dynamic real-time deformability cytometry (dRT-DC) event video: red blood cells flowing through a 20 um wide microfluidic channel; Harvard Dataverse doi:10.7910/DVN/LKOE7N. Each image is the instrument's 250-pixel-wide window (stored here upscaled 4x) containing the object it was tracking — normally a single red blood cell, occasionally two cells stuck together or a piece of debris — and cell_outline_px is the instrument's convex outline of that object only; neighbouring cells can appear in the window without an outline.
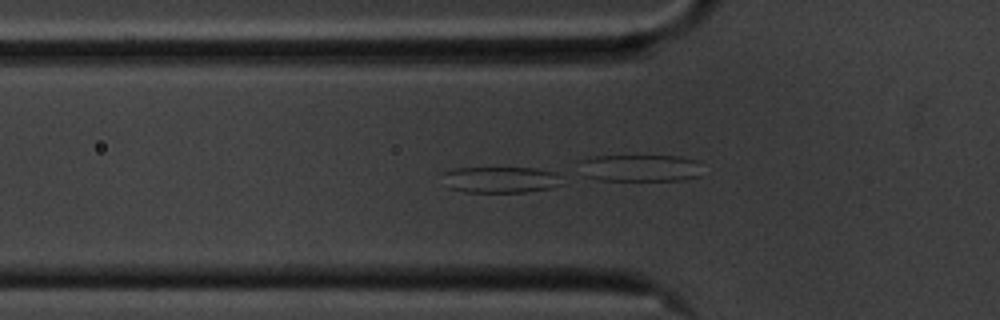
{"species": "common noctule bat (a hibernating species)", "species_latin": "Nyctalus noctula", "temperature_condition": "cold", "stored_images_in_passage": 57, "camera_frame_rate_fps": 3000, "um_per_image_px": 0.085, "animal": {"sex": "male", "body_mass_g": 20.1, "forearm_length_mm": 53.5}, "frame": {"image": 1, "passage_image": 19, "time_ms": 6.0, "image_size_px": [1000, 320], "cell_outline_px": [[560, 184], [552, 188], [524, 192], [464, 192], [448, 188], [444, 172], [456, 168], [536, 168], [552, 172], [556, 176]], "centroid_in_image_um": [42.51, 15.28], "position_along_channel_um": 83.3, "area_um2": 17.86}}
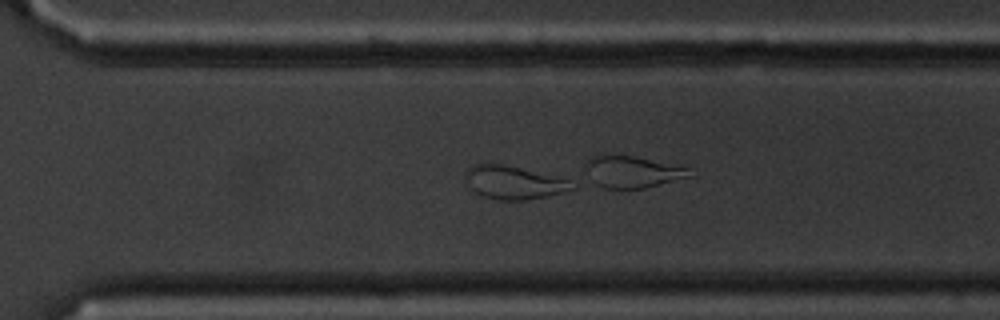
{"frame": {"image": 2, "passage_image": 40, "time_ms": 13.0, "image_size_px": [1000, 320], "cell_outline_px": [[576, 188], [528, 200], [500, 200], [484, 196], [476, 192], [472, 188], [464, 176], [464, 172], [472, 164], [504, 164], [568, 180]], "centroid_in_image_um": [43.6, 15.51], "position_along_channel_um": 327.0, "area_um2": 20.06}}